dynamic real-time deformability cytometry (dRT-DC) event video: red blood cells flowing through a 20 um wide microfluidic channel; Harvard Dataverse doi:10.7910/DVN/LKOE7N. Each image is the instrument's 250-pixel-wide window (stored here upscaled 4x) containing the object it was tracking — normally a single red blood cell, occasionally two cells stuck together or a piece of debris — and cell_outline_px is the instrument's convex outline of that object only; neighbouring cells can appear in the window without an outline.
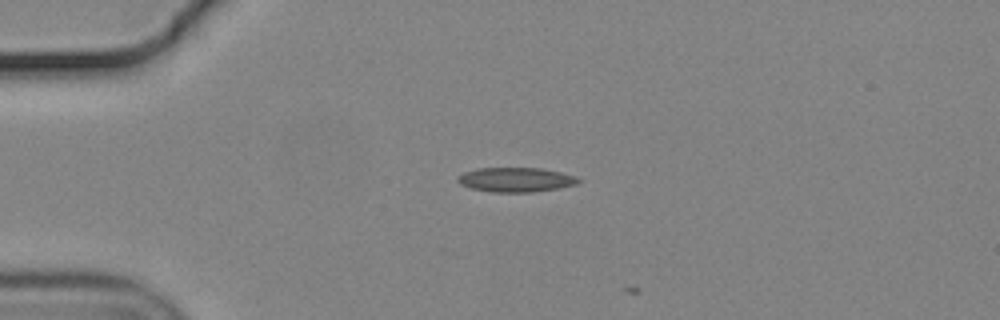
{"species": "common noctule bat (a hibernating species)", "species_latin": "Nyctalus noctula", "temperature_condition": "cold", "stored_images_in_passage": 4, "camera_frame_rate_fps": 3000, "um_per_image_px": 0.085, "animal": {"sex": "male", "body_mass_g": 19.2, "forearm_length_mm": 51.8}, "frame": {"image": 1, "passage_image": 1, "time_ms": 0.0, "image_size_px": [1000, 320], "cell_outline_px": [[584, 180], [576, 184], [560, 188], [532, 192], [492, 192], [472, 188], [460, 184], [456, 180], [456, 176], [464, 172], [480, 168], [540, 168], [560, 172], [576, 176]], "centroid_in_image_um": [43.86, 15.27], "position_along_channel_um": 41.1, "area_um2": 17.28}}